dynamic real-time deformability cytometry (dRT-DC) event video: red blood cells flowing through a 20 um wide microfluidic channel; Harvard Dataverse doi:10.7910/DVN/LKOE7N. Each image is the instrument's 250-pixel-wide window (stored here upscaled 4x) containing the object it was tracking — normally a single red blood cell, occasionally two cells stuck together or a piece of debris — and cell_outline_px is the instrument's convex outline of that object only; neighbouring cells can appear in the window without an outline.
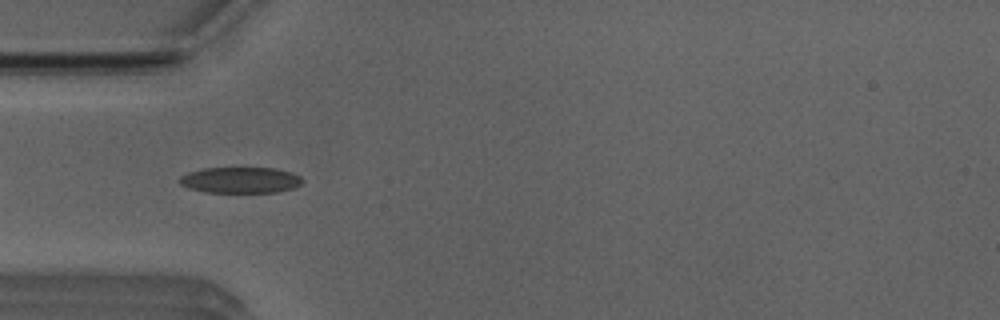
{"species": "Egyptian fruit bat (a non-hibernating species)", "species_latin": "Rousettus aegyptiacus", "temperature_condition": "room temperature", "stored_images_in_passage": 22, "camera_frame_rate_fps": 3000, "um_per_image_px": 0.085, "animal": {"sex": "male"}, "frame": {"image": 1, "passage_image": 3, "time_ms": 0.667, "image_size_px": [1000, 320], "cell_outline_px": [[304, 180], [300, 184], [292, 188], [276, 192], [204, 192], [188, 188], [180, 184], [180, 176], [188, 172], [204, 168], [272, 168], [288, 172], [300, 176]], "centroid_in_image_um": [20.4, 15.31], "position_along_channel_um": 64.6, "area_um2": 18.44}}